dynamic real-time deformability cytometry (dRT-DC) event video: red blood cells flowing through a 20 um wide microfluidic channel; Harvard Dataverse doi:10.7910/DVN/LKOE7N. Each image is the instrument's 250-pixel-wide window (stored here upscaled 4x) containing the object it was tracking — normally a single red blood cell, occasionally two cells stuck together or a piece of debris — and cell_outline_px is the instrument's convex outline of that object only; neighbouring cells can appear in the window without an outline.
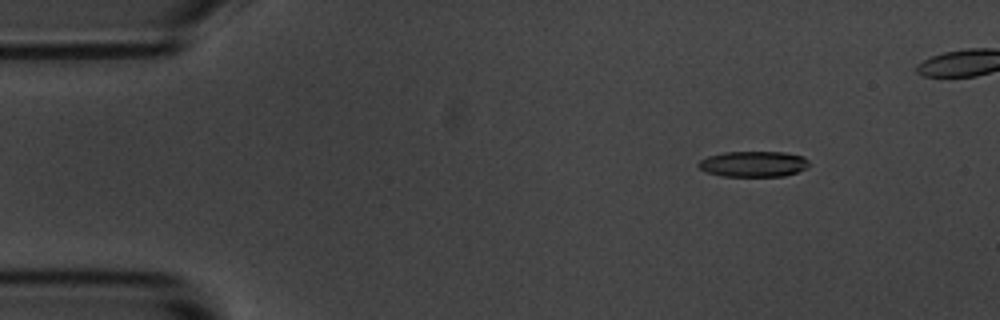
{"species": "common noctule bat (a hibernating species)", "species_latin": "Nyctalus noctula", "temperature_condition": "room temperature", "stored_images_in_passage": 5, "camera_frame_rate_fps": 3000, "um_per_image_px": 0.085, "animal": {"sex": "male", "body_mass_g": 20.1, "forearm_length_mm": 53.5}, "frame": {"image": 1, "passage_image": 2, "time_ms": 0.333, "image_size_px": [1000, 320], "cell_outline_px": [[808, 168], [784, 176], [720, 176], [704, 172], [696, 164], [700, 160], [708, 156], [724, 152], [784, 152], [804, 156], [808, 160]], "centroid_in_image_um": [64.02, 13.94], "position_along_channel_um": 21.0, "area_um2": 16.7}}